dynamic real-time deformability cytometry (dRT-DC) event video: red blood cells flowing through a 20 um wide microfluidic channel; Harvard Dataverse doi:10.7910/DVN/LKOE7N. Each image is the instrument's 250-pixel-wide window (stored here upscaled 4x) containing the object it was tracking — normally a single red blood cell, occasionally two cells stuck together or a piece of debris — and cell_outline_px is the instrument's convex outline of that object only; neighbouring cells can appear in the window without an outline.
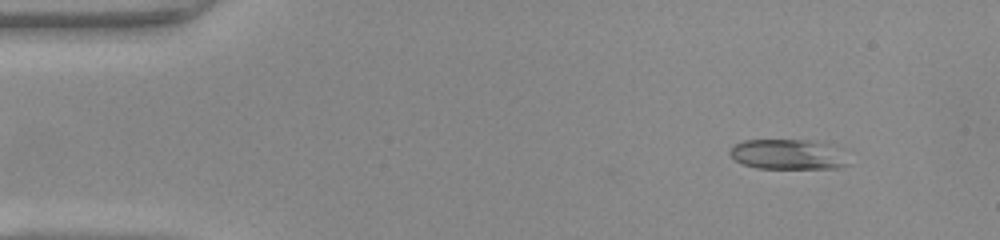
{"species": "common noctule bat (a hibernating species)", "species_latin": "Nyctalus noctula", "temperature_condition": "warm", "stored_images_in_passage": 44, "camera_frame_rate_fps": 3000, "um_per_image_px": 0.085, "animal": {"sex": "female", "body_mass_g": 22.0, "forearm_length_mm": 56.7}, "frame": {"image": 1, "passage_image": 1, "time_ms": 0.0, "image_size_px": [1000, 240], "cell_outline_px": [[848, 164], [840, 168], [756, 168], [740, 164], [728, 152], [736, 144], [744, 140], [808, 140], [820, 144]], "centroid_in_image_um": [66.71, 13.15], "position_along_channel_um": 18.3, "area_um2": 19.48}}
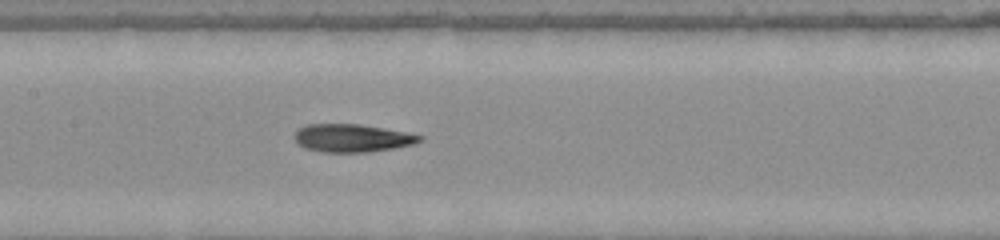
{"frame": {"image": 2, "passage_image": 19, "time_ms": 6.0, "image_size_px": [1000, 240], "cell_outline_px": [[424, 140], [416, 144], [396, 148], [368, 152], [324, 152], [304, 148], [296, 144], [292, 136], [300, 128], [308, 124], [360, 124], [408, 132], [424, 136]], "centroid_in_image_um": [29.97, 11.74], "position_along_channel_um": 177.4, "area_um2": 20.75}}
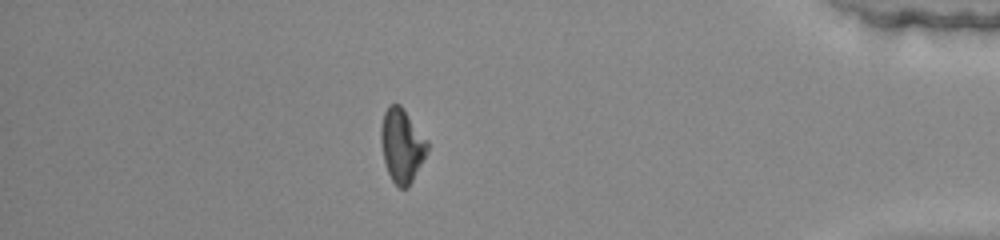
{"frame": {"image": 3, "passage_image": 38, "time_ms": 12.333, "image_size_px": [1000, 240], "cell_outline_px": [[428, 148], [408, 188], [400, 188], [392, 180], [388, 172], [384, 160], [380, 140], [380, 128], [384, 112], [388, 104], [400, 104], [428, 140]], "centroid_in_image_um": [34.13, 12.33], "position_along_channel_um": 401.1, "area_um2": 19.71}, "authors_computed_cell_mechanics": {"area_um2": 19.8543, "velocity_mm_per_s": 4.2123, "shape_relaxation_time_tau1_ms": null, "shape_relaxation_time_tau2_ms": 3.1083, "deformation_change_tau1": null, "deformation_change_tau2": 0.1144}}